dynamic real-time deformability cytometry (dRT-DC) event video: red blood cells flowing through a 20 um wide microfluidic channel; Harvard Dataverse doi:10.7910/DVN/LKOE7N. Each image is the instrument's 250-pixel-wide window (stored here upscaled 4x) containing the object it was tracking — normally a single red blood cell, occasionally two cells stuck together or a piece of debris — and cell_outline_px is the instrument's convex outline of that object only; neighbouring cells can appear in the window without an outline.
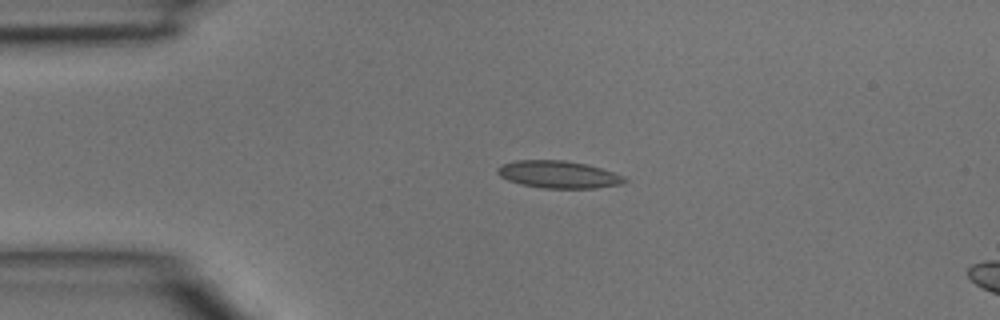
{"species": "common noctule bat (a hibernating species)", "species_latin": "Nyctalus noctula", "temperature_condition": "room temperature", "stored_images_in_passage": 3, "camera_frame_rate_fps": 3000, "um_per_image_px": 0.085, "animal": {"sex": "male", "body_mass_g": 15.6}, "frame": {"image": 1, "passage_image": 1, "time_ms": 0.0, "image_size_px": [1000, 320], "cell_outline_px": [[628, 180], [624, 184], [596, 188], [544, 188], [520, 184], [508, 180], [500, 176], [496, 172], [496, 168], [500, 164], [516, 160], [564, 160], [588, 164], [624, 176]], "centroid_in_image_um": [47.46, 14.83], "position_along_channel_um": 37.5, "area_um2": 20.4}}